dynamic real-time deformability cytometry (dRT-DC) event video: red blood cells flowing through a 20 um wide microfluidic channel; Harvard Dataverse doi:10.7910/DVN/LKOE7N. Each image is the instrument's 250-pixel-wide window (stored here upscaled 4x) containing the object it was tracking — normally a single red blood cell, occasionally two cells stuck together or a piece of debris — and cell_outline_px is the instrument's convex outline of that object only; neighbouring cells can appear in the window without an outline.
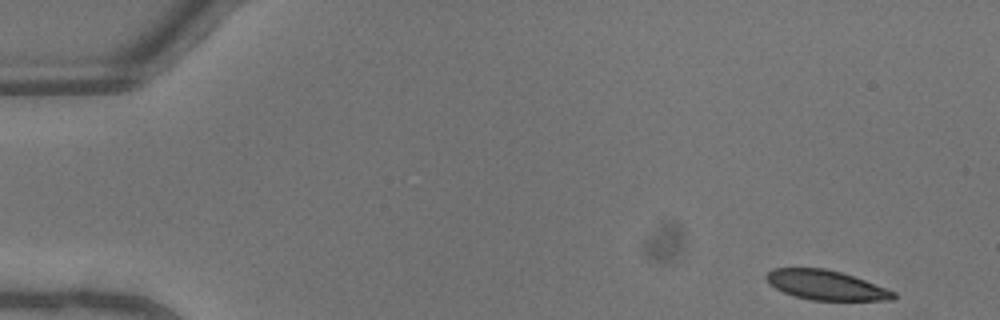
{"species": "common noctule bat (a hibernating species)", "species_latin": "Nyctalus noctula", "temperature_condition": "warm", "stored_images_in_passage": 43, "camera_frame_rate_fps": 3000, "um_per_image_px": 0.085, "animal": {"sex": "male", "body_mass_g": 13.3}, "frame": {"image": 1, "passage_image": 1, "time_ms": 0.0, "image_size_px": [1000, 320], "cell_outline_px": [[896, 296], [892, 300], [812, 300], [796, 296], [784, 292], [776, 288], [764, 276], [772, 268], [824, 268], [840, 272], [864, 280], [896, 292]], "centroid_in_image_um": [70.21, 24.23], "position_along_channel_um": 14.8, "area_um2": 21.56}}
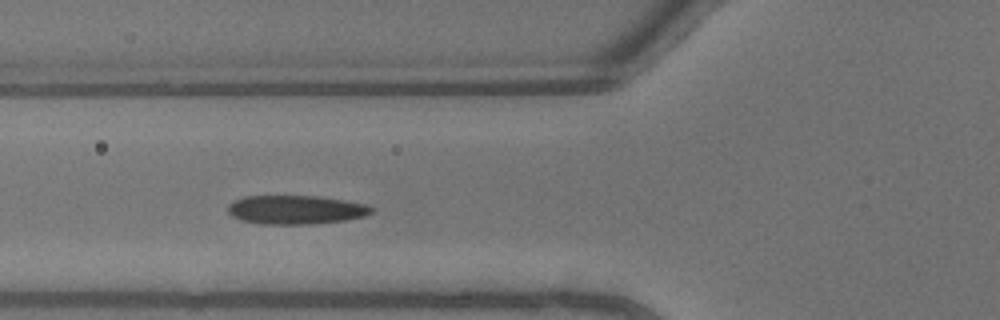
{"frame": {"image": 2, "passage_image": 15, "time_ms": 4.667, "image_size_px": [1000, 320], "cell_outline_px": [[376, 208], [372, 212], [364, 216], [344, 220], [312, 224], [260, 224], [240, 220], [232, 216], [228, 212], [228, 204], [232, 200], [244, 196], [320, 196], [368, 204]], "centroid_in_image_um": [25.13, 17.82], "position_along_channel_um": 100.7, "area_um2": 24.39}}
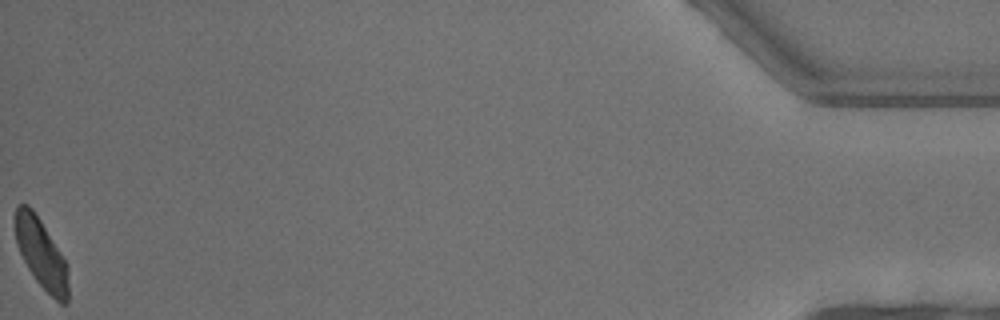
{"frame": {"image": 3, "passage_image": 43, "time_ms": 14.0, "image_size_px": [1000, 320], "cell_outline_px": [[68, 304], [60, 304], [36, 280], [28, 268], [16, 244], [12, 220], [16, 208], [20, 204], [28, 204], [32, 208], [40, 220], [68, 264]], "centroid_in_image_um": [3.48, 21.53], "position_along_channel_um": 431.7, "area_um2": 21.73}, "authors_computed_cell_mechanics": {"area_um2": 24.1026, "velocity_mm_per_s": 4.6358, "shape_relaxation_time_tau1_ms": 3.572, "shape_relaxation_time_tau2_ms": 0.6843, "deformation_change_tau1": 0.1233, "deformation_change_tau2": 0.0556}}